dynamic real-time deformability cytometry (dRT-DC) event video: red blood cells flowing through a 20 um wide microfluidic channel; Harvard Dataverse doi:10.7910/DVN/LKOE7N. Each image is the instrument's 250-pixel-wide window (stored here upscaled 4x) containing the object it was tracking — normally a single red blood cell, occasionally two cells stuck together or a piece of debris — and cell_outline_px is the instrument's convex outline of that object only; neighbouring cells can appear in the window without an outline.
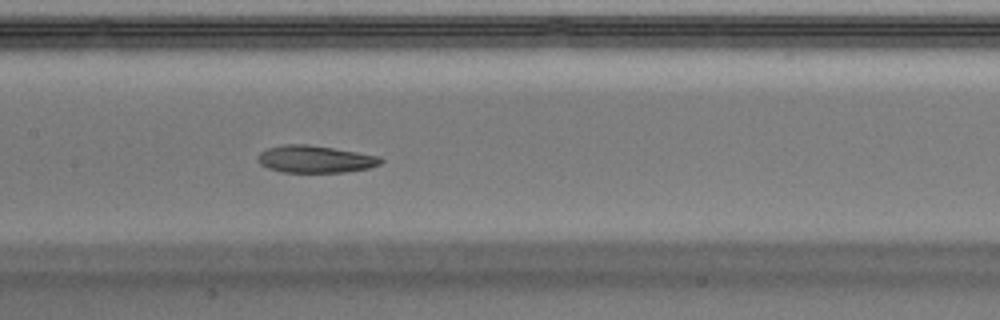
{"species": "Egyptian fruit bat (a non-hibernating species)", "species_latin": "Rousettus aegyptiacus", "temperature_condition": "warm", "stored_images_in_passage": 38, "segment_of_instrument_passage": [1, 2], "camera_frame_rate_fps": 3000, "um_per_image_px": 0.085, "animal": {"sex": "male"}, "frame": {"image": 1, "passage_image": 12, "time_ms": 3.667, "image_size_px": [1000, 320], "cell_outline_px": [[384, 160], [380, 164], [368, 168], [344, 172], [284, 172], [268, 168], [260, 164], [256, 160], [256, 156], [260, 152], [268, 148], [284, 144], [308, 144], [380, 156]], "centroid_in_image_um": [26.76, 13.52], "position_along_channel_um": 180.6, "area_um2": 19.48}}